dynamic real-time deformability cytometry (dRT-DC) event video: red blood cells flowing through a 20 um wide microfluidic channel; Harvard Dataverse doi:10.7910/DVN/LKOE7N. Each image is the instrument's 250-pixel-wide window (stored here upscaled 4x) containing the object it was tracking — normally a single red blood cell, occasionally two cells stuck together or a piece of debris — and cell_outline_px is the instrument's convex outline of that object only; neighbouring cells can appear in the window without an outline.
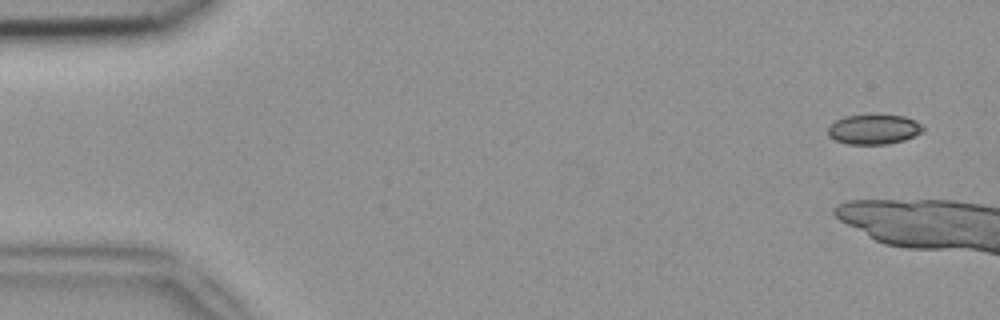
{"species": "common noctule bat (a hibernating species)", "species_latin": "Nyctalus noctula", "temperature_condition": "room temperature", "stored_images_in_passage": 13, "camera_frame_rate_fps": 3000, "um_per_image_px": 0.085, "animal": {"sex": "female", "body_mass_g": 18.4}, "frame": {"image": 1, "passage_image": 3, "time_ms": 0.667, "image_size_px": [1000, 320], "cell_outline_px": [[924, 128], [920, 132], [904, 140], [888, 144], [848, 144], [836, 140], [828, 136], [828, 128], [836, 120], [844, 116], [904, 116], [916, 120]], "centroid_in_image_um": [74.26, 11.01], "position_along_channel_um": 10.7, "area_um2": 16.13}}